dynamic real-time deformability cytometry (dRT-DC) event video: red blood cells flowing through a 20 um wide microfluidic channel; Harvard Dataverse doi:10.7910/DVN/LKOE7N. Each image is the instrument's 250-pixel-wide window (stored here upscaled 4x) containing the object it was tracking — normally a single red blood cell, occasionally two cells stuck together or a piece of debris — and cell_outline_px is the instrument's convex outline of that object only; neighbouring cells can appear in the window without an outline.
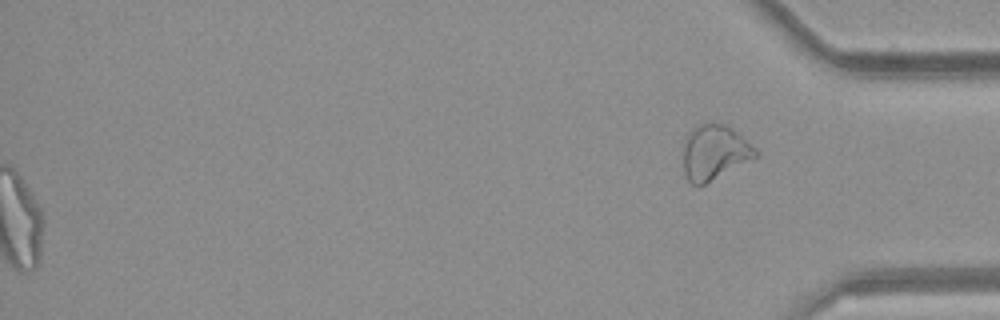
{"species": "common noctule bat (a hibernating species)", "species_latin": "Nyctalus noctula", "temperature_condition": "room temperature", "stored_images_in_passage": 50, "segment_of_instrument_passage": [2, 2], "camera_frame_rate_fps": 3000, "um_per_image_px": 0.085, "animal": {"sex": "female", "body_mass_g": 21.9}, "frame": {"image": 1, "passage_image": 50, "time_ms": 16.333, "image_size_px": [1000, 320], "cell_outline_px": [[760, 156], [704, 184], [692, 184], [688, 180], [684, 172], [684, 140], [688, 132], [696, 124], [704, 120], [712, 120], [724, 124], [732, 128], [756, 148]], "centroid_in_image_um": [60.73, 12.88], "position_along_channel_um": 374.5, "area_um2": 23.58}}